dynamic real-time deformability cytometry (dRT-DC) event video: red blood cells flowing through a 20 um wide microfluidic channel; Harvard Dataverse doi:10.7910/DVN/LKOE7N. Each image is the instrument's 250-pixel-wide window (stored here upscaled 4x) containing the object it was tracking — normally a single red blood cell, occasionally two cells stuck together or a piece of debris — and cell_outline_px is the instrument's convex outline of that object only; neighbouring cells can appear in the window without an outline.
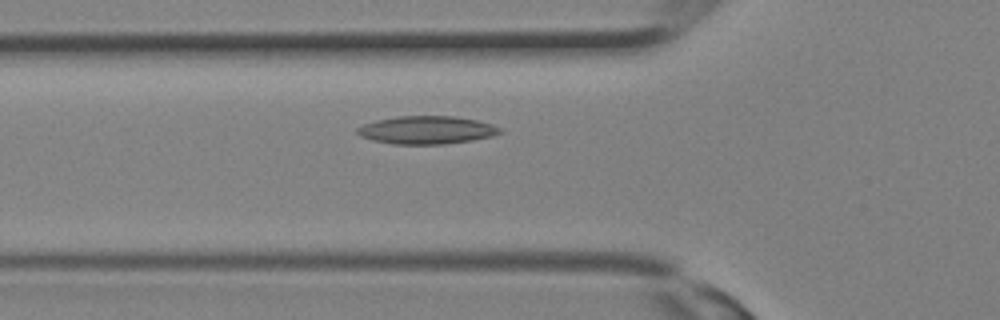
{"species": "Egyptian fruit bat (a non-hibernating species)", "species_latin": "Rousettus aegyptiacus", "temperature_condition": "room temperature", "stored_images_in_passage": 8, "camera_frame_rate_fps": 3000, "um_per_image_px": 0.085, "animal": {"sex": "female"}, "frame": {"image": 1, "passage_image": 2, "time_ms": 0.333, "image_size_px": [1000, 320], "cell_outline_px": [[504, 132], [492, 136], [472, 140], [444, 144], [392, 144], [372, 140], [360, 136], [356, 132], [356, 128], [364, 124], [376, 120], [396, 116], [456, 116], [476, 120], [492, 124], [500, 128]], "centroid_in_image_um": [36.26, 11.05], "position_along_channel_um": 89.5, "area_um2": 23.35}}
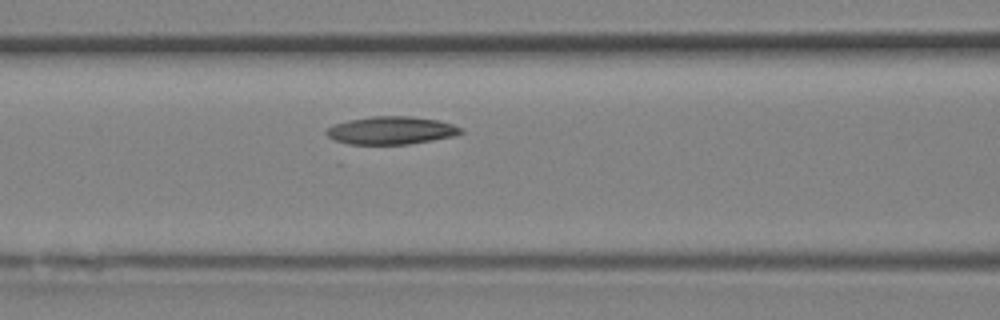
{"frame": {"image": 2, "passage_image": 4, "time_ms": 1.0, "image_size_px": [1000, 320], "cell_outline_px": [[464, 132], [456, 136], [408, 144], [348, 144], [332, 140], [324, 132], [332, 124], [348, 120], [372, 116], [412, 116], [436, 120], [452, 124], [464, 128]], "centroid_in_image_um": [33.24, 11.08], "position_along_channel_um": 133.4, "area_um2": 22.02}}
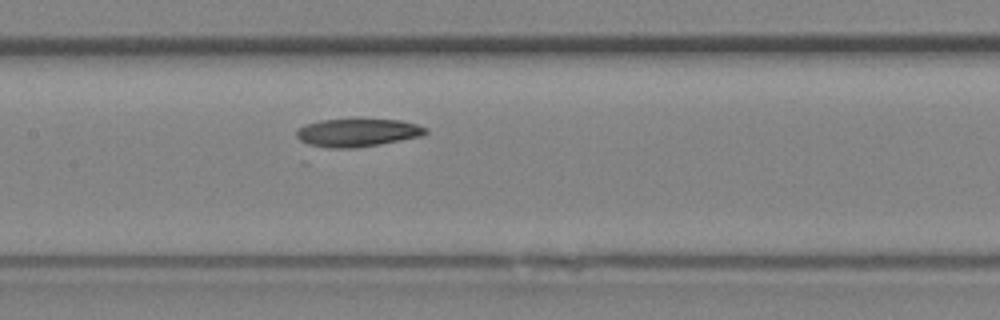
{"frame": {"image": 3, "passage_image": 6, "time_ms": 1.667, "image_size_px": [1000, 320], "cell_outline_px": [[428, 132], [420, 136], [380, 144], [356, 148], [328, 148], [308, 144], [300, 140], [296, 136], [296, 132], [304, 124], [320, 120], [360, 116], [400, 120], [416, 124], [428, 128]], "centroid_in_image_um": [30.38, 11.22], "position_along_channel_um": 177.0, "area_um2": 22.02}}